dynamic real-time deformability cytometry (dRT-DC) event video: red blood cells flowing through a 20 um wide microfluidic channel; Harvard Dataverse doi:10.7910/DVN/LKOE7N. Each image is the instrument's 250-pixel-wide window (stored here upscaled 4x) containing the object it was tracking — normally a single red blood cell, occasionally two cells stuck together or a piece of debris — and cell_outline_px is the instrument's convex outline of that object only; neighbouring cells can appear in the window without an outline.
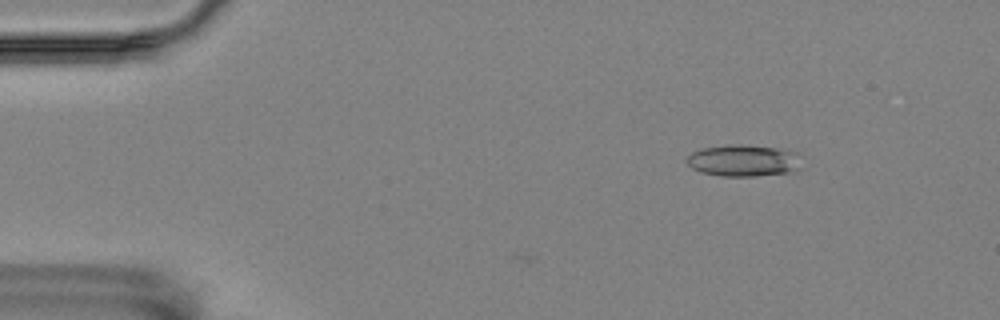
{"species": "Egyptian fruit bat (a non-hibernating species)", "species_latin": "Rousettus aegyptiacus", "temperature_condition": "room temperature", "stored_images_in_passage": 2, "camera_frame_rate_fps": 3000, "um_per_image_px": 0.085, "animal": {"sex": "female"}, "frame": {"image": 1, "passage_image": 2, "time_ms": 0.333, "image_size_px": [1000, 320], "cell_outline_px": [[804, 168], [796, 172], [756, 176], [720, 176], [700, 172], [692, 168], [688, 164], [688, 156], [692, 152], [700, 148], [728, 144], [740, 144], [776, 148], [800, 152]], "centroid_in_image_um": [63.31, 13.65], "position_along_channel_um": 21.7, "area_um2": 21.91}}